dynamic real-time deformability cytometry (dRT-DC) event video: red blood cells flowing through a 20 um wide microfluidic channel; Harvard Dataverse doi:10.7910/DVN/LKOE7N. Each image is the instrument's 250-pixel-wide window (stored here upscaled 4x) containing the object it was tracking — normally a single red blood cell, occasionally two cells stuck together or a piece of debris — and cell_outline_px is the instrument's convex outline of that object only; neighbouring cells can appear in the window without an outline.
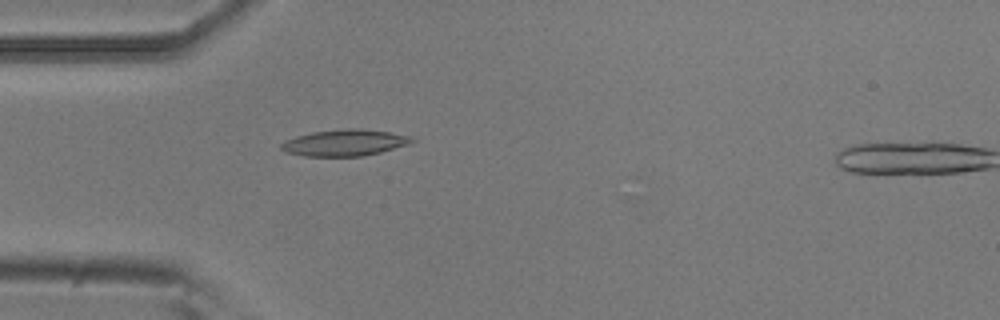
{"species": "common noctule bat (a hibernating species)", "species_latin": "Nyctalus noctula", "temperature_condition": "room temperature", "stored_images_in_passage": 53, "camera_frame_rate_fps": 3000, "um_per_image_px": 0.085, "animal": {"sex": "male", "body_mass_g": 20.5, "forearm_length_mm": 52.5}, "frame": {"image": 1, "passage_image": 15, "time_ms": 4.667, "image_size_px": [1000, 320], "cell_outline_px": [[416, 140], [408, 144], [380, 152], [360, 156], [304, 156], [284, 152], [280, 148], [280, 144], [284, 140], [296, 136], [312, 132], [348, 128], [360, 128], [392, 132], [412, 136]], "centroid_in_image_um": [29.28, 12.12], "position_along_channel_um": 55.7, "area_um2": 20.23}}
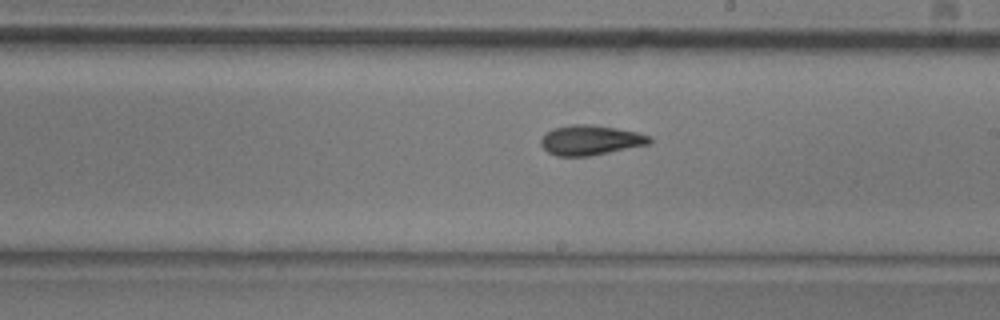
{"frame": {"image": 2, "passage_image": 30, "time_ms": 9.667, "image_size_px": [1000, 320], "cell_outline_px": [[652, 140], [648, 144], [588, 156], [556, 156], [548, 152], [540, 144], [540, 140], [548, 132], [556, 128], [572, 124], [588, 124], [636, 132], [652, 136]], "centroid_in_image_um": [50.18, 11.92], "position_along_channel_um": 238.8, "area_um2": 18.5}}
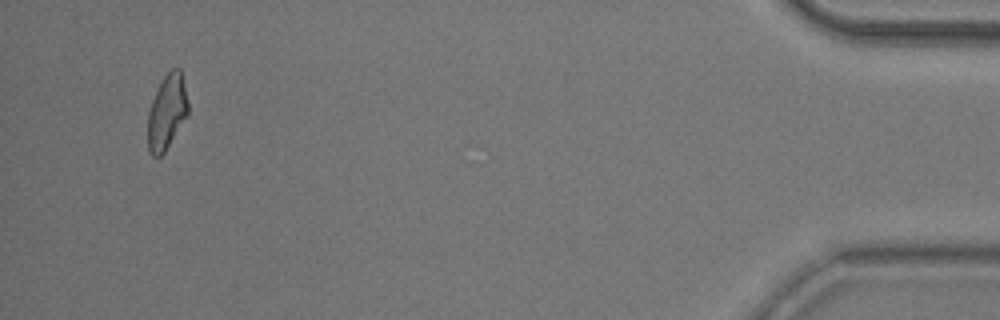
{"frame": {"image": 3, "passage_image": 51, "time_ms": 16.667, "image_size_px": [1000, 320], "cell_outline_px": [[188, 112], [164, 152], [160, 156], [152, 156], [148, 148], [148, 112], [152, 100], [164, 76], [172, 68], [180, 68], [188, 104]], "centroid_in_image_um": [14.16, 9.51], "position_along_channel_um": 421.0, "area_um2": 16.99}}